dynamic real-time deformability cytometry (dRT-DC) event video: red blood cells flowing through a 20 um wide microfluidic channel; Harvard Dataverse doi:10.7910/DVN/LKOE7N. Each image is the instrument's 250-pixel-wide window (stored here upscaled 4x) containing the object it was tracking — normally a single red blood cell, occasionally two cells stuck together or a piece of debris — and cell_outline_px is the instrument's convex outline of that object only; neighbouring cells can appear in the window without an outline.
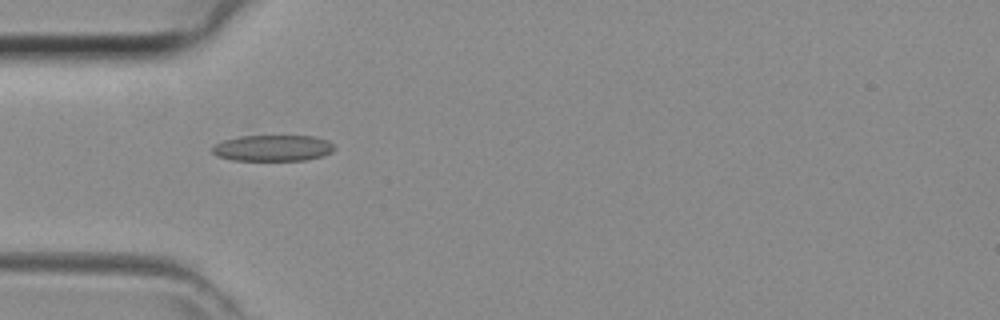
{"species": "common noctule bat (a hibernating species)", "species_latin": "Nyctalus noctula", "temperature_condition": "room temperature", "stored_images_in_passage": 31, "camera_frame_rate_fps": 3000, "um_per_image_px": 0.085, "animal": {"sex": "female", "body_mass_g": 29.2, "forearm_length_mm": 56.3}, "frame": {"image": 1, "passage_image": 1, "time_ms": 0.0, "image_size_px": [1000, 320], "cell_outline_px": [[336, 148], [332, 152], [324, 156], [304, 160], [232, 160], [216, 156], [212, 152], [212, 148], [216, 144], [224, 140], [240, 136], [312, 136], [328, 140]], "centroid_in_image_um": [23.21, 12.59], "position_along_channel_um": 61.8, "area_um2": 18.61}}
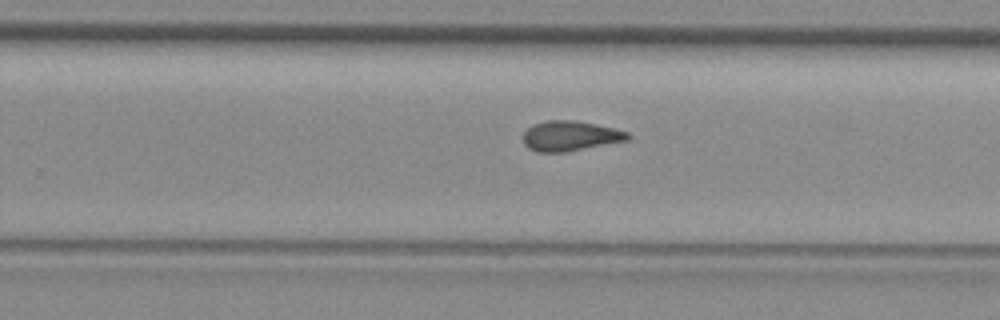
{"frame": {"image": 2, "passage_image": 15, "time_ms": 4.667, "image_size_px": [1000, 320], "cell_outline_px": [[628, 140], [568, 152], [536, 152], [528, 148], [524, 144], [524, 132], [532, 124], [548, 120], [576, 120], [596, 124], [628, 132]], "centroid_in_image_um": [48.43, 11.56], "position_along_channel_um": 281.4, "area_um2": 18.32}}
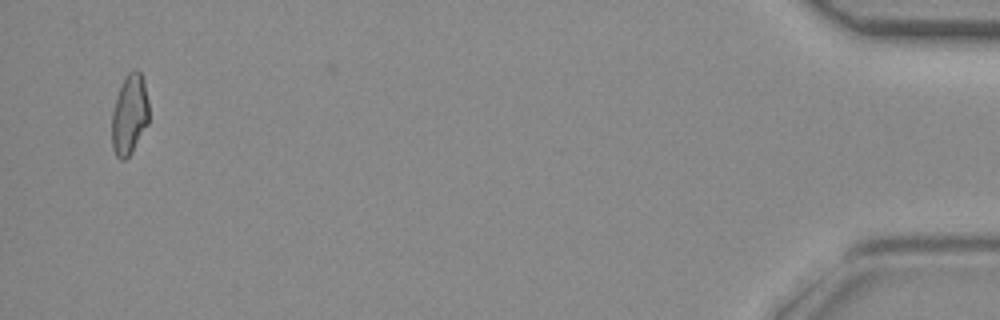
{"frame": {"image": 3, "passage_image": 30, "time_ms": 9.667, "image_size_px": [1000, 320], "cell_outline_px": [[148, 124], [132, 152], [124, 160], [120, 160], [116, 156], [112, 148], [112, 112], [116, 96], [128, 72], [132, 68], [136, 68], [140, 72], [144, 84], [148, 100]], "centroid_in_image_um": [11.0, 9.75], "position_along_channel_um": 424.2, "area_um2": 17.34}}